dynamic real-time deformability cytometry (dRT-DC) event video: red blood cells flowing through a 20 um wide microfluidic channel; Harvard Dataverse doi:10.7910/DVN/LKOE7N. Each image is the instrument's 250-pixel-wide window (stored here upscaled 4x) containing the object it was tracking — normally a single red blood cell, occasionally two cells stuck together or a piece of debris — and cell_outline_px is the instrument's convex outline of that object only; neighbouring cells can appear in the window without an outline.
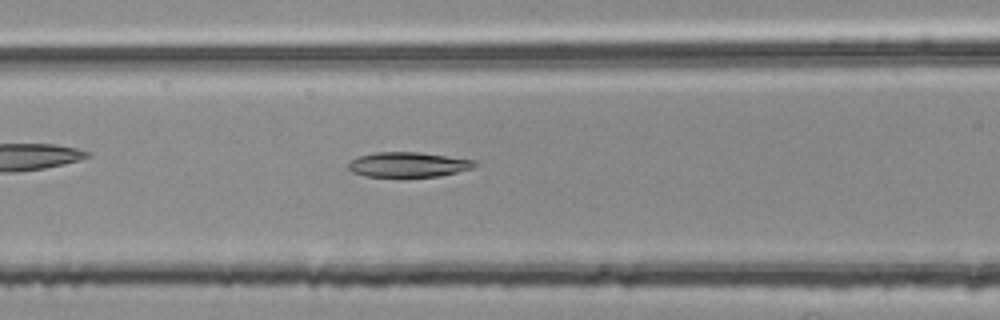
{"species": "common noctule bat (a hibernating species)", "species_latin": "Nyctalus noctula", "temperature_condition": "room temperature", "stored_images_in_passage": 40, "camera_frame_rate_fps": 3000, "um_per_image_px": 0.085, "animal": {"sex": "female", "body_mass_g": 25.1}, "frame": {"image": 1, "passage_image": 10, "time_ms": 3.0, "image_size_px": [1000, 320], "cell_outline_px": [[476, 164], [472, 168], [440, 176], [364, 176], [352, 172], [348, 168], [348, 164], [352, 160], [360, 156], [376, 152], [420, 152], [476, 160]], "centroid_in_image_um": [34.7, 13.98], "position_along_channel_um": 131.9, "area_um2": 18.15}}
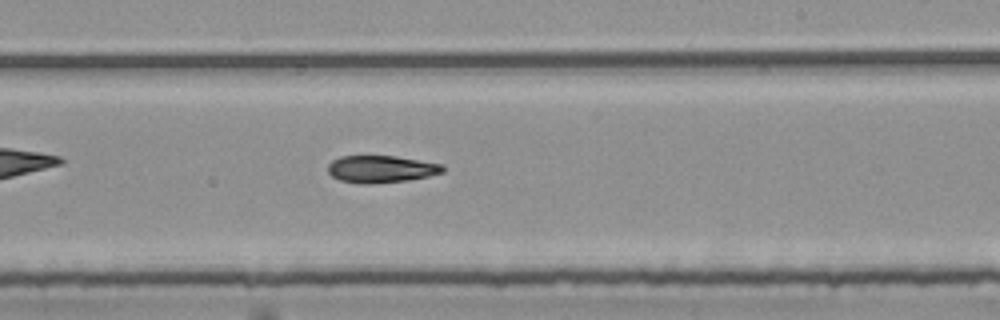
{"frame": {"image": 2, "passage_image": 20, "time_ms": 6.333, "image_size_px": [1000, 320], "cell_outline_px": [[444, 172], [428, 176], [408, 180], [368, 184], [360, 184], [340, 180], [332, 176], [328, 172], [328, 164], [332, 160], [340, 156], [396, 156], [444, 164]], "centroid_in_image_um": [32.39, 14.37], "position_along_channel_um": 256.6, "area_um2": 18.26}}
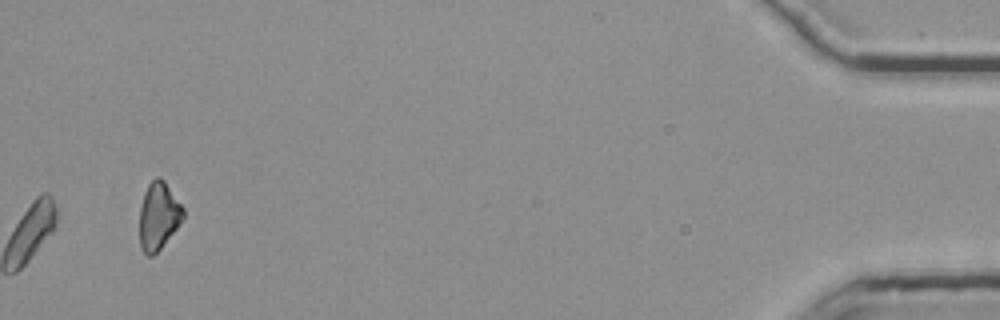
{"frame": {"image": 3, "passage_image": 40, "time_ms": 13.0, "image_size_px": [1000, 320], "cell_outline_px": [[184, 216], [176, 228], [160, 248], [152, 256], [148, 256], [140, 248], [140, 208], [144, 192], [148, 184], [156, 176], [160, 176], [164, 180], [184, 208]], "centroid_in_image_um": [13.46, 18.32], "position_along_channel_um": 421.7, "area_um2": 16.99}, "authors_computed_cell_mechanics": {"area_um2": 18.4093, "velocity_mm_per_s": 3.7558, "shape_relaxation_time_tau1_ms": 5.9666, "shape_relaxation_time_tau2_ms": null, "deformation_change_tau1": 0.1567, "deformation_change_tau2": null}}